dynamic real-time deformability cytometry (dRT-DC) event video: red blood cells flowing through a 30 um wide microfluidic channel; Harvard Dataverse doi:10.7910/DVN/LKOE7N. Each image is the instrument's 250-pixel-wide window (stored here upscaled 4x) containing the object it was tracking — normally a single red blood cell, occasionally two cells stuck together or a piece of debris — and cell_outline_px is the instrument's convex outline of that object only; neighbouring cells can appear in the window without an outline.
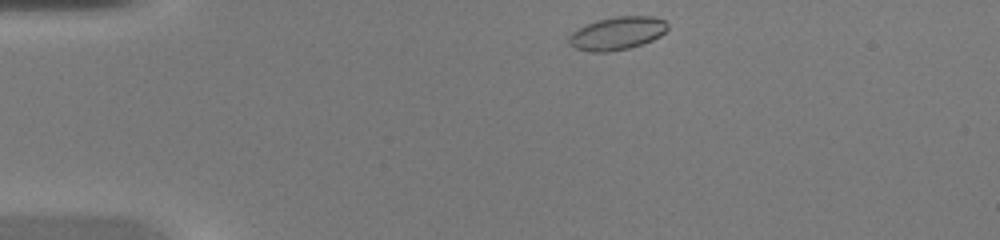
{"species": "common noctule bat (a hibernating species)", "species_latin": "Nyctalus noctula", "temperature_condition": "warm", "stored_images_in_passage": 37, "camera_frame_rate_fps": 3000, "um_per_image_px": 0.085, "animal": {"sex": "female", "body_mass_g": 20.0, "forearm_length_mm": 54.0}, "frame": {"image": 1, "passage_image": 1, "time_ms": 0.0, "image_size_px": [1000, 240], "cell_outline_px": [[668, 28], [660, 36], [652, 40], [628, 48], [608, 52], [592, 52], [576, 48], [568, 44], [568, 36], [572, 32], [596, 20], [616, 16], [652, 16], [664, 20], [668, 24]], "centroid_in_image_um": [52.45, 2.83], "position_along_channel_um": 32.5, "area_um2": 18.9}}
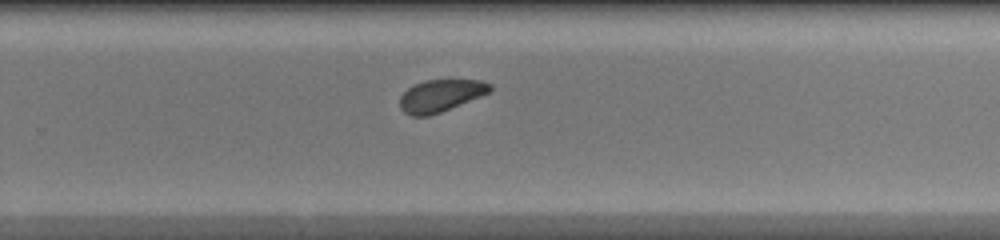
{"frame": {"image": 2, "passage_image": 22, "time_ms": 7.0, "image_size_px": [1000, 240], "cell_outline_px": [[492, 88], [488, 92], [480, 96], [440, 112], [428, 116], [412, 116], [404, 112], [400, 108], [400, 96], [408, 88], [424, 80], [480, 80], [492, 84]], "centroid_in_image_um": [37.43, 8.12], "position_along_channel_um": 292.4, "area_um2": 16.65}}
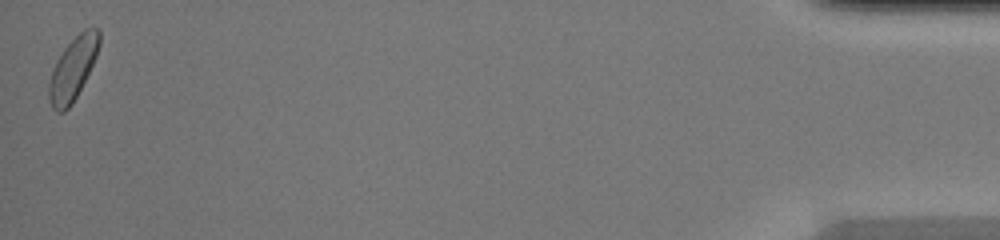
{"frame": {"image": 3, "passage_image": 37, "time_ms": 12.0, "image_size_px": [1000, 240], "cell_outline_px": [[100, 44], [96, 56], [72, 104], [64, 112], [56, 112], [52, 108], [48, 96], [48, 84], [56, 60], [64, 48], [84, 28], [96, 28], [100, 32]], "centroid_in_image_um": [6.18, 5.84], "position_along_channel_um": 429.0, "area_um2": 18.09}}